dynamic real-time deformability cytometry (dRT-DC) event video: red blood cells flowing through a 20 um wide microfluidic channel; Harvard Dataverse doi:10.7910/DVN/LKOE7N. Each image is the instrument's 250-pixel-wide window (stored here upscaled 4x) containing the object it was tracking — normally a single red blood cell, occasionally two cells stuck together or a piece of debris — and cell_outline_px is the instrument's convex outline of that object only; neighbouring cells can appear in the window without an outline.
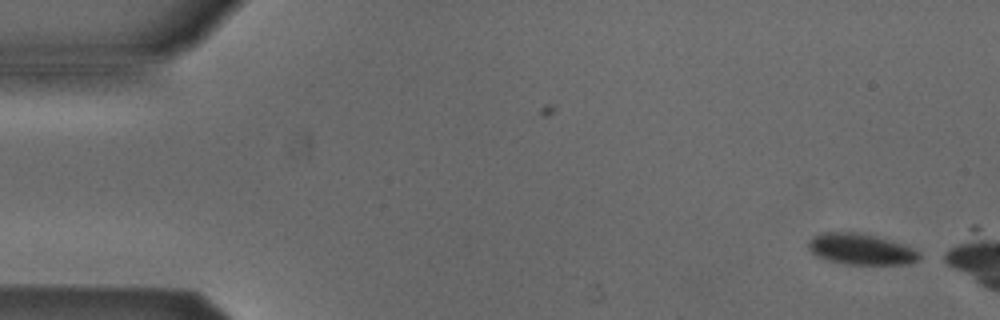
{"species": "Egyptian fruit bat (a non-hibernating species)", "species_latin": "Rousettus aegyptiacus", "temperature_condition": "cold", "stored_images_in_passage": 3, "camera_frame_rate_fps": 3000, "um_per_image_px": 0.085, "animal": {"sex": "male"}, "frame": {"image": 1, "passage_image": 3, "time_ms": 0.667, "image_size_px": [1000, 320], "cell_outline_px": [[920, 260], [908, 264], [844, 264], [828, 260], [816, 256], [808, 248], [808, 240], [812, 236], [820, 232], [856, 232], [904, 244], [912, 248], [920, 256]], "centroid_in_image_um": [73.12, 21.18], "position_along_channel_um": 11.9, "area_um2": 19.94}}